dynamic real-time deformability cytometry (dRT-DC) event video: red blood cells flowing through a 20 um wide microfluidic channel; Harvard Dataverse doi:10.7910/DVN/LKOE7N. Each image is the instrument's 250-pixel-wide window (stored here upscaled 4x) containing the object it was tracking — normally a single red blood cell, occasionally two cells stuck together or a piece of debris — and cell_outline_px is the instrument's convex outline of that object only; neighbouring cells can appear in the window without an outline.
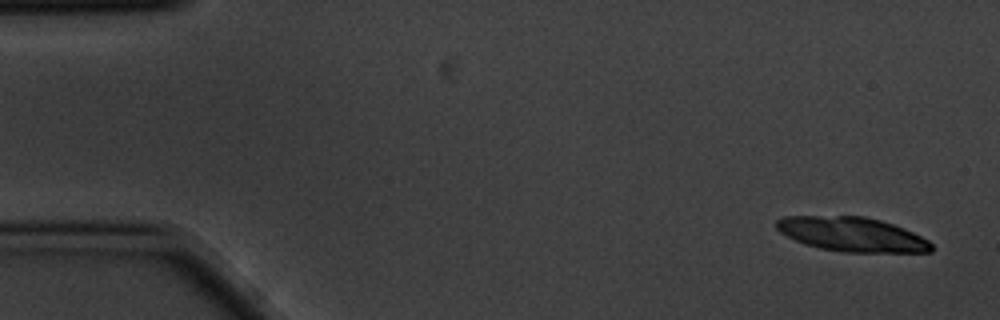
{"species": "common noctule bat (a hibernating species)", "species_latin": "Nyctalus noctula", "temperature_condition": "cold", "stored_images_in_passage": 16, "segment_of_instrument_passage": [1, 2], "camera_frame_rate_fps": 3000, "um_per_image_px": 0.085, "animal": {"sex": "male", "body_mass_g": 20.1, "forearm_length_mm": 53.5}, "frame": {"image": 1, "passage_image": 1, "time_ms": 0.0, "image_size_px": [1000, 320], "cell_outline_px": [[932, 252], [840, 252], [820, 248], [804, 244], [780, 232], [776, 228], [776, 220], [784, 216], [864, 216], [880, 220], [904, 228], [928, 240], [932, 244]], "centroid_in_image_um": [72.41, 19.92], "position_along_channel_um": 12.6, "area_um2": 30.92}}